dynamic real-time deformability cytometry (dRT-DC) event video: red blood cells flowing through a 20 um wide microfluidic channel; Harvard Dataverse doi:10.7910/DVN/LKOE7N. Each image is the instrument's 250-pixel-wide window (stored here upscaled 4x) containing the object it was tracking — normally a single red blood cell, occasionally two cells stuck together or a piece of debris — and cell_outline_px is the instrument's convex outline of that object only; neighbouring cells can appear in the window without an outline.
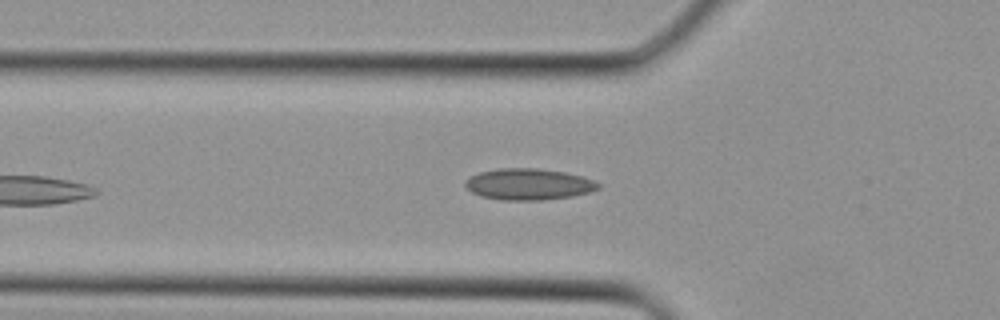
{"species": "Egyptian fruit bat (a non-hibernating species)", "species_latin": "Rousettus aegyptiacus", "temperature_condition": "cold", "stored_images_in_passage": 25, "camera_frame_rate_fps": 3000, "um_per_image_px": 0.085, "animal": {"sex": "female"}, "frame": {"image": 1, "passage_image": 3, "time_ms": 0.667, "image_size_px": [1000, 320], "cell_outline_px": [[600, 188], [592, 192], [572, 196], [544, 200], [504, 200], [480, 196], [472, 192], [464, 184], [464, 180], [480, 172], [500, 168], [536, 168], [564, 172], [580, 176], [592, 180], [600, 184]], "centroid_in_image_um": [44.94, 15.66], "position_along_channel_um": 80.9, "area_um2": 24.22}}
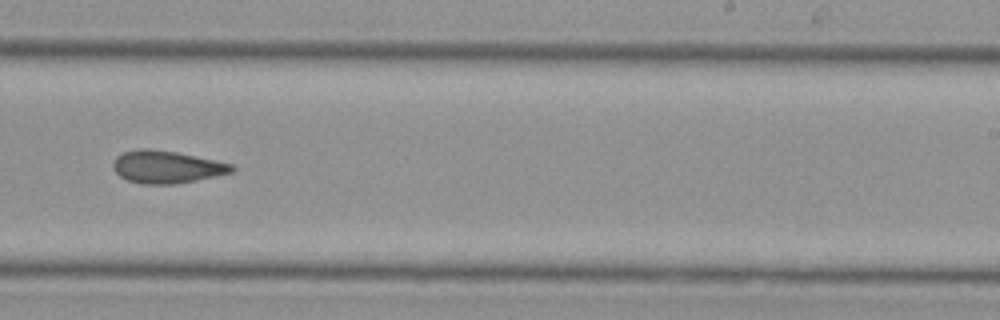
{"frame": {"image": 2, "passage_image": 13, "time_ms": 4.0, "image_size_px": [1000, 320], "cell_outline_px": [[236, 168], [232, 172], [196, 180], [176, 184], [140, 184], [128, 180], [120, 176], [112, 168], [112, 164], [116, 156], [124, 152], [140, 148], [148, 148], [176, 152], [232, 164]], "centroid_in_image_um": [14.12, 14.19], "position_along_channel_um": 274.9, "area_um2": 22.37}}
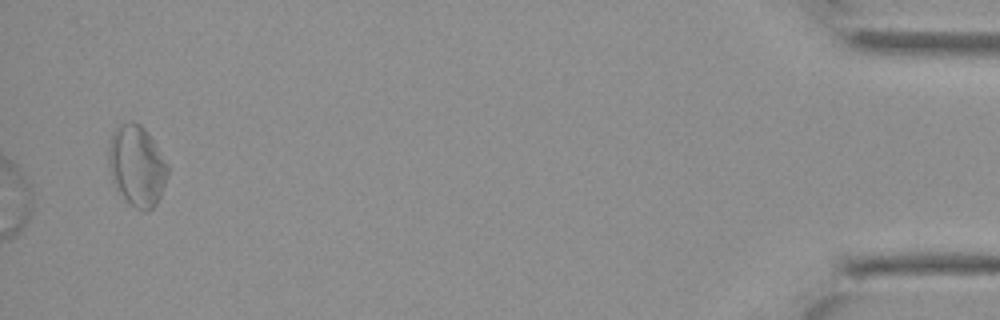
{"frame": {"image": 3, "passage_image": 25, "time_ms": 8.0, "image_size_px": [1000, 320], "cell_outline_px": [[168, 176], [160, 196], [156, 204], [148, 212], [144, 212], [136, 208], [116, 188], [112, 180], [108, 168], [108, 148], [112, 132], [120, 124], [140, 124], [144, 128], [168, 164]], "centroid_in_image_um": [11.62, 14.12], "position_along_channel_um": 423.6, "area_um2": 27.46}}